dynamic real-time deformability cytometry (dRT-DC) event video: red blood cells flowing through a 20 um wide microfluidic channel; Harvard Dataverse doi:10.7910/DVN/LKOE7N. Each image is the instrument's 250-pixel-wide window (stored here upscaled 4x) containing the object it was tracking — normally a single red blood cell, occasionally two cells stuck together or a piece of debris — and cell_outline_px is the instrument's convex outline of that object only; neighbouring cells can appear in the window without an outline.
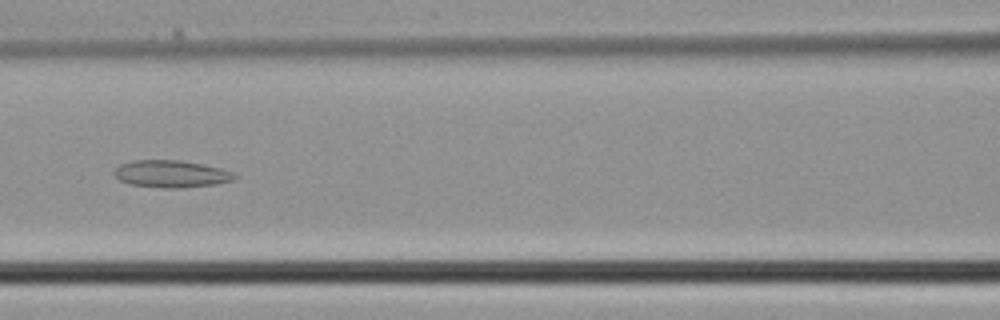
{"species": "common noctule bat (a hibernating species)", "species_latin": "Nyctalus noctula", "temperature_condition": "cold", "stored_images_in_passage": 38, "camera_frame_rate_fps": 3000, "um_per_image_px": 0.085, "animal": {"sex": "male", "body_mass_g": 21.5, "forearm_length_mm": 52.0}, "frame": {"image": 1, "passage_image": 17, "time_ms": 5.333, "image_size_px": [1000, 320], "cell_outline_px": [[240, 176], [232, 180], [216, 184], [184, 188], [164, 188], [128, 184], [120, 180], [112, 172], [120, 164], [132, 160], [180, 160], [220, 168], [236, 172]], "centroid_in_image_um": [14.57, 14.78], "position_along_channel_um": 152.0, "area_um2": 19.25}}
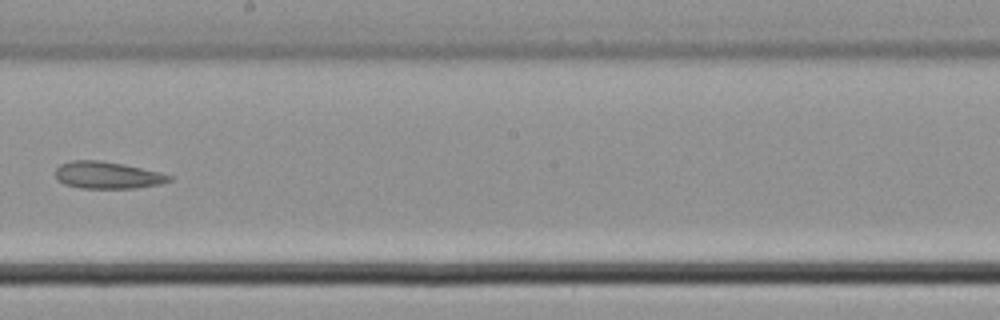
{"frame": {"image": 2, "passage_image": 22, "time_ms": 7.0, "image_size_px": [1000, 320], "cell_outline_px": [[172, 180], [160, 184], [136, 188], [80, 188], [64, 184], [56, 180], [56, 168], [60, 164], [72, 160], [100, 160], [124, 164], [160, 172], [172, 176]], "centroid_in_image_um": [9.12, 14.89], "position_along_channel_um": 239.1, "area_um2": 18.03}}
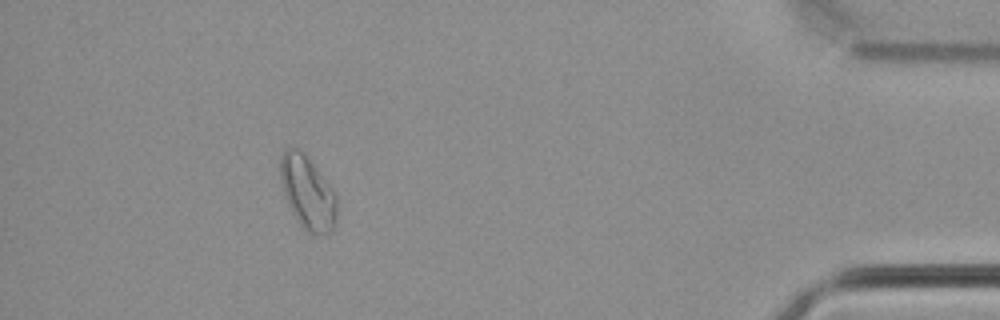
{"frame": {"image": 3, "passage_image": 35, "time_ms": 11.333, "image_size_px": [1000, 320], "cell_outline_px": [[336, 224], [332, 232], [324, 236], [308, 232], [300, 224], [292, 212], [288, 204], [280, 184], [280, 156], [288, 148], [300, 148], [316, 168], [336, 196]], "centroid_in_image_um": [26.13, 16.4], "position_along_channel_um": 409.1, "area_um2": 23.99}}